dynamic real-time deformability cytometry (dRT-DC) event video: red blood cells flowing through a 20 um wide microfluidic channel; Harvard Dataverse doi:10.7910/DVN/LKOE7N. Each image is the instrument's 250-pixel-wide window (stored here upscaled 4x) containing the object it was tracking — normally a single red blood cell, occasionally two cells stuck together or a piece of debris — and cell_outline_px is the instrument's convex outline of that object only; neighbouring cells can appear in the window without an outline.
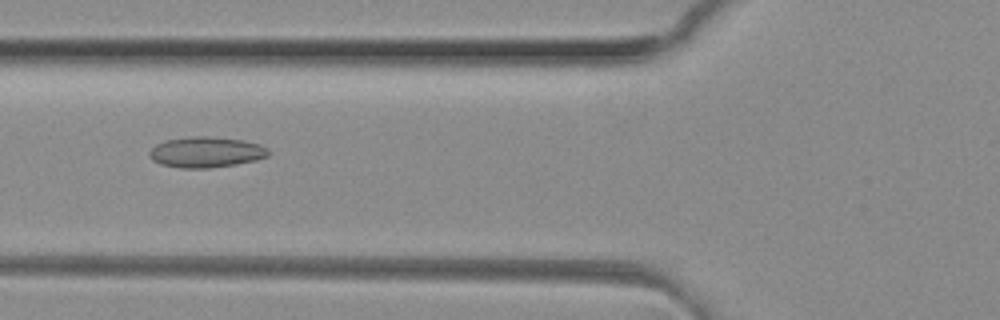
{"species": "common noctule bat (a hibernating species)", "species_latin": "Nyctalus noctula", "temperature_condition": "room temperature", "stored_images_in_passage": 45, "camera_frame_rate_fps": 3000, "um_per_image_px": 0.085, "animal": {"sex": "female", "body_mass_g": 29.2, "forearm_length_mm": 56.3}, "frame": {"image": 1, "passage_image": 14, "time_ms": 4.333, "image_size_px": [1000, 320], "cell_outline_px": [[268, 156], [256, 160], [236, 164], [208, 168], [180, 168], [160, 164], [152, 160], [148, 152], [156, 144], [164, 140], [192, 136], [208, 136], [240, 140], [260, 144], [268, 148]], "centroid_in_image_um": [17.49, 12.93], "position_along_channel_um": 108.3, "area_um2": 21.27}}
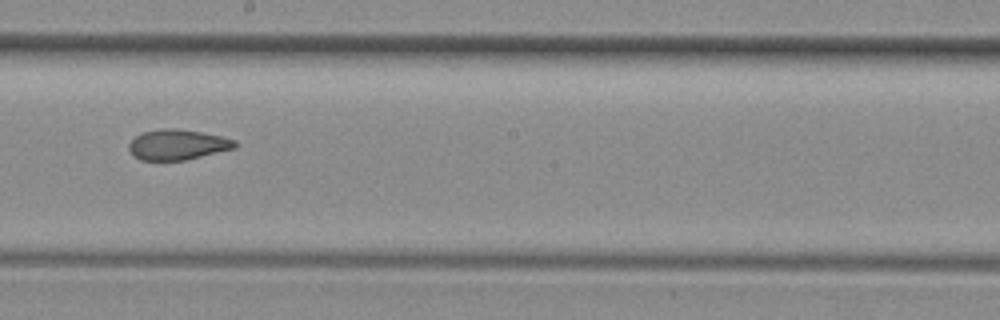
{"frame": {"image": 2, "passage_image": 23, "time_ms": 7.333, "image_size_px": [1000, 320], "cell_outline_px": [[236, 148], [184, 160], [140, 160], [132, 156], [128, 148], [128, 144], [136, 136], [144, 132], [160, 128], [180, 128], [220, 136], [236, 140]], "centroid_in_image_um": [15.06, 12.29], "position_along_channel_um": 233.1, "area_um2": 18.79}}
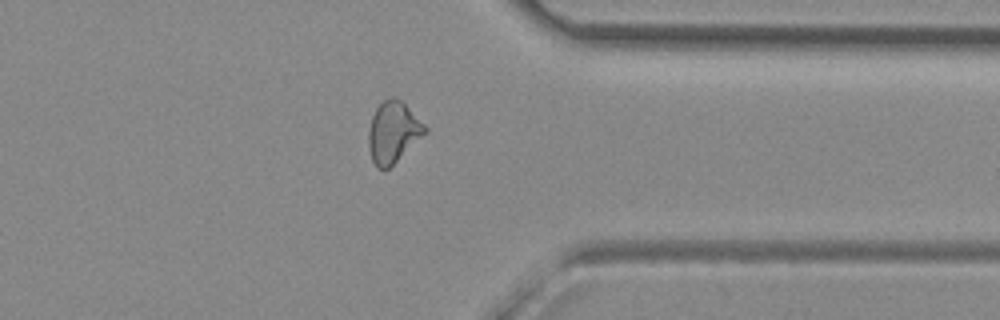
{"frame": {"image": 3, "passage_image": 34, "time_ms": 11.0, "image_size_px": [1000, 320], "cell_outline_px": [[428, 132], [388, 168], [376, 168], [372, 160], [368, 148], [368, 128], [372, 116], [376, 108], [384, 100], [392, 96], [400, 100], [428, 128]], "centroid_in_image_um": [33.4, 11.24], "position_along_channel_um": 378.0, "area_um2": 19.94}, "authors_computed_cell_mechanics": {"area_um2": 19.8832, "velocity_mm_per_s": 4.1556, "shape_relaxation_time_tau1_ms": null, "shape_relaxation_time_tau2_ms": 1.9702, "deformation_change_tau1": null, "deformation_change_tau2": 0.0843}}